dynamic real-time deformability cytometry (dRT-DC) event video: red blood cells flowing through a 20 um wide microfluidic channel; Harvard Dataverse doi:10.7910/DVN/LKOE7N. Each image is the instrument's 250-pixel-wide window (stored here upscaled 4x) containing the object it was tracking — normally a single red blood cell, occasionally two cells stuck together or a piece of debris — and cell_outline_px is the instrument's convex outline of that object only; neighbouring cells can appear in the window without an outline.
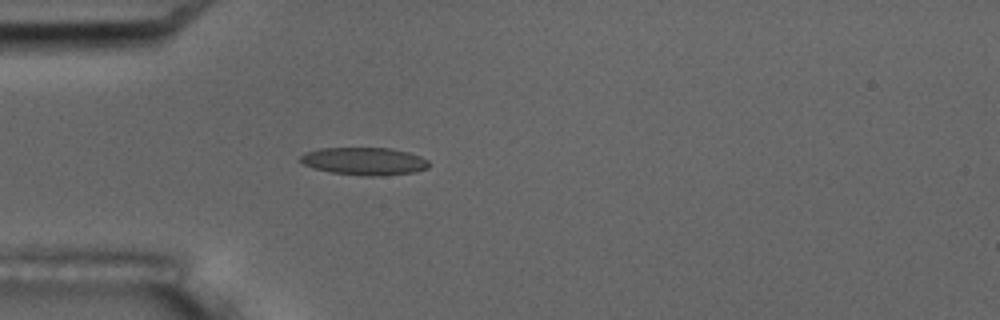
{"species": "common noctule bat (a hibernating species)", "species_latin": "Nyctalus noctula", "temperature_condition": "room temperature", "stored_images_in_passage": 3, "camera_frame_rate_fps": 3000, "um_per_image_px": 0.085, "animal": {"sex": "male", "body_mass_g": 17.5, "forearm_length_mm": 52.3}, "frame": {"image": 1, "passage_image": 3, "time_ms": 2.333, "image_size_px": [1000, 320], "cell_outline_px": [[428, 168], [412, 172], [376, 176], [364, 176], [332, 172], [312, 168], [304, 164], [300, 160], [300, 156], [304, 152], [320, 148], [392, 148], [408, 152], [420, 156], [428, 160]], "centroid_in_image_um": [30.94, 13.69], "position_along_channel_um": 54.1, "area_um2": 20.63}}